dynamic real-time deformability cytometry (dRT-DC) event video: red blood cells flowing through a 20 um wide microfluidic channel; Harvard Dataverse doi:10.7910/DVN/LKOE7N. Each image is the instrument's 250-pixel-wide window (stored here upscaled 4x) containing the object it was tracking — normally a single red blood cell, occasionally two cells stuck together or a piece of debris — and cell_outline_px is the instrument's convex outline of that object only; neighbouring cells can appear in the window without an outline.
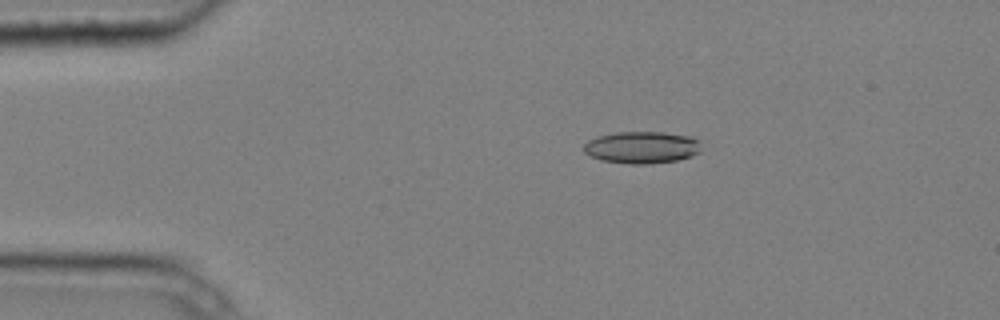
{"species": "common noctule bat (a hibernating species)", "species_latin": "Nyctalus noctula", "temperature_condition": "cold", "stored_images_in_passage": 7, "camera_frame_rate_fps": 3000, "um_per_image_px": 0.085, "animal": {"sex": "male", "body_mass_g": 20.4}, "frame": {"image": 1, "passage_image": 3, "time_ms": 0.667, "image_size_px": [1000, 320], "cell_outline_px": [[700, 152], [676, 160], [648, 164], [628, 164], [600, 160], [584, 152], [584, 144], [588, 140], [600, 136], [616, 132], [664, 132], [692, 136], [696, 140]], "centroid_in_image_um": [54.51, 12.53], "position_along_channel_um": 30.5, "area_um2": 21.68}}
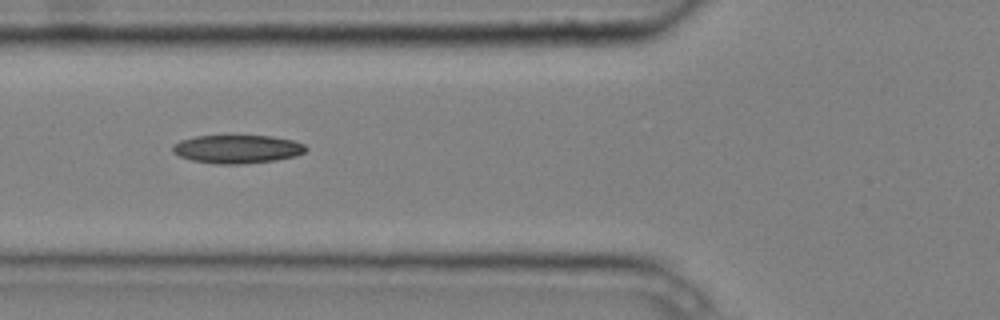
{"frame": {"image": 2, "passage_image": 6, "time_ms": 1.667, "image_size_px": [1000, 320], "cell_outline_px": [[308, 148], [304, 152], [296, 156], [276, 160], [240, 164], [216, 164], [192, 160], [180, 156], [172, 152], [172, 144], [180, 140], [196, 136], [272, 136], [292, 140], [304, 144]], "centroid_in_image_um": [20.16, 12.67], "position_along_channel_um": 105.6, "area_um2": 22.02}}
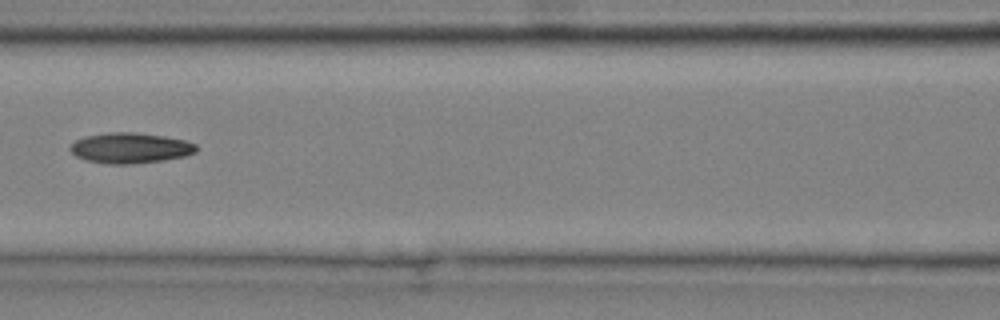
{"frame": {"image": 3, "passage_image": 7, "time_ms": 2.0, "image_size_px": [1000, 320], "cell_outline_px": [[196, 152], [184, 156], [164, 160], [128, 164], [108, 164], [88, 160], [76, 156], [68, 148], [76, 140], [84, 136], [108, 132], [136, 132], [164, 136], [184, 140], [196, 144]], "centroid_in_image_um": [11.06, 12.57], "position_along_channel_um": 155.5, "area_um2": 22.31}}